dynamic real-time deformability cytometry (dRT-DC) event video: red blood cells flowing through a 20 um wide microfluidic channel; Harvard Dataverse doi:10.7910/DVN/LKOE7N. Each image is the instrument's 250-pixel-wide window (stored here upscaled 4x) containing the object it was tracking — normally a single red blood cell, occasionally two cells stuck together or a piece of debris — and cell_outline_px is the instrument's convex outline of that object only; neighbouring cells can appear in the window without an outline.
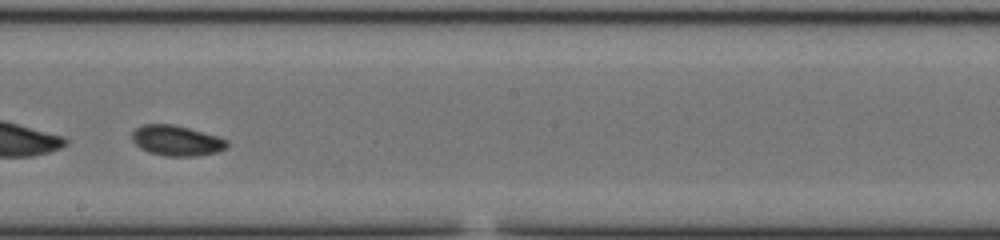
{"species": "common noctule bat (a hibernating species)", "species_latin": "Nyctalus noctula", "temperature_condition": "cold", "stored_images_in_passage": 49, "segment_of_instrument_passage": [2, 2], "camera_frame_rate_fps": 3000, "um_per_image_px": 0.085, "animal": {"sex": "male", "body_mass_g": 20.0, "forearm_length_mm": 53.3}, "frame": {"image": 1, "passage_image": 25, "time_ms": 8.0, "image_size_px": [1000, 240], "cell_outline_px": [[228, 148], [216, 152], [196, 156], [164, 156], [148, 152], [140, 148], [132, 140], [132, 132], [136, 128], [144, 124], [176, 124], [216, 136], [228, 140]], "centroid_in_image_um": [15.0, 11.95], "position_along_channel_um": 233.2, "area_um2": 16.88}}